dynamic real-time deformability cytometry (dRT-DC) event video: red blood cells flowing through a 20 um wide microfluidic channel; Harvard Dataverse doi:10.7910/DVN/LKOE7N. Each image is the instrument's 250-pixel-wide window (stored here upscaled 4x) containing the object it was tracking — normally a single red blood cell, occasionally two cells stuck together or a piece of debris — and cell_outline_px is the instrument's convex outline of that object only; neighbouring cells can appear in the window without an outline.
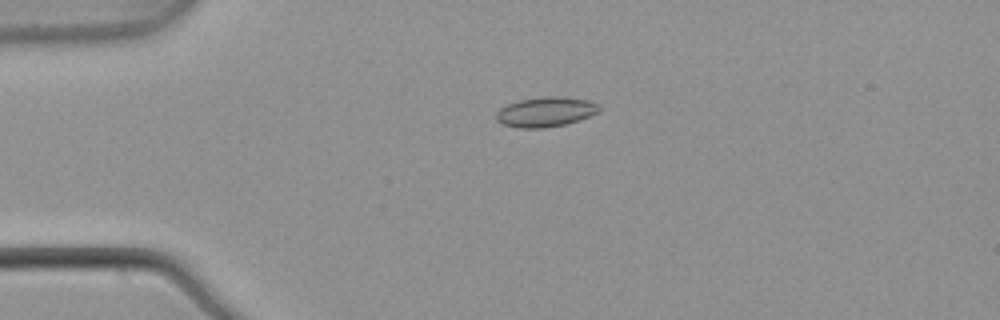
{"species": "common noctule bat (a hibernating species)", "species_latin": "Nyctalus noctula", "temperature_condition": "warm", "stored_images_in_passage": 52, "camera_frame_rate_fps": 3000, "um_per_image_px": 0.085, "animal": {"sex": "male", "body_mass_g": 21.5, "forearm_length_mm": 52.0}, "frame": {"image": 1, "passage_image": 12, "time_ms": 3.667, "image_size_px": [1000, 320], "cell_outline_px": [[600, 108], [596, 112], [588, 116], [564, 124], [544, 128], [520, 128], [500, 124], [496, 120], [496, 112], [500, 108], [508, 104], [520, 100], [544, 96], [556, 96], [588, 100], [596, 104]], "centroid_in_image_um": [46.3, 9.51], "position_along_channel_um": 38.7, "area_um2": 17.63}}
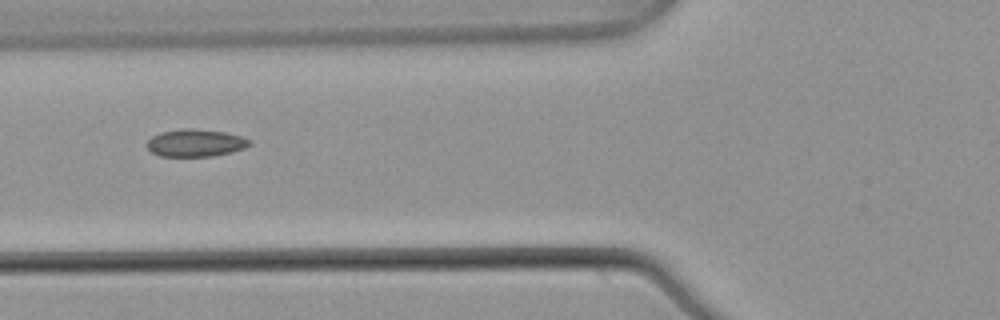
{"frame": {"image": 2, "passage_image": 20, "time_ms": 6.333, "image_size_px": [1000, 320], "cell_outline_px": [[252, 144], [244, 148], [232, 152], [212, 156], [160, 156], [152, 152], [148, 148], [148, 140], [152, 136], [160, 132], [180, 128], [192, 128], [224, 132], [240, 136], [252, 140]], "centroid_in_image_um": [16.63, 12.14], "position_along_channel_um": 109.2, "area_um2": 16.42}}
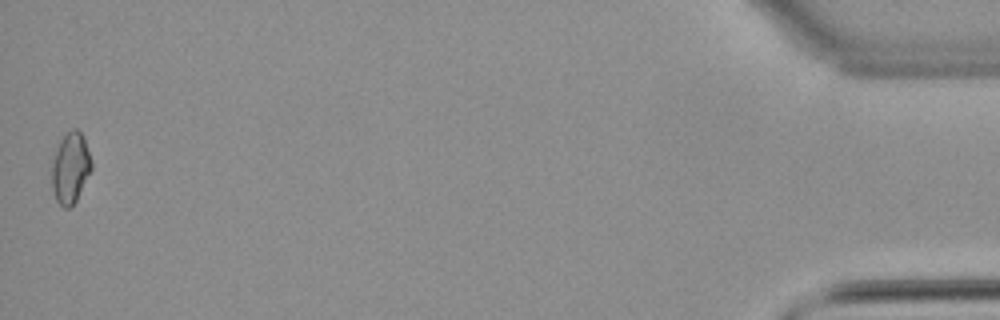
{"frame": {"image": 3, "passage_image": 52, "time_ms": 17.0, "image_size_px": [1000, 320], "cell_outline_px": [[92, 168], [76, 200], [68, 208], [64, 208], [56, 200], [52, 188], [52, 164], [60, 140], [72, 128], [76, 128], [84, 136], [92, 160]], "centroid_in_image_um": [6.0, 14.25], "position_along_channel_um": 429.2, "area_um2": 16.18}, "authors_computed_cell_mechanics": {"area_um2": 15.9817, "velocity_mm_per_s": 3.8966, "shape_relaxation_time_tau1_ms": null, "shape_relaxation_time_tau2_ms": 3.6263, "deformation_change_tau1": null, "deformation_change_tau2": 0.0721}}